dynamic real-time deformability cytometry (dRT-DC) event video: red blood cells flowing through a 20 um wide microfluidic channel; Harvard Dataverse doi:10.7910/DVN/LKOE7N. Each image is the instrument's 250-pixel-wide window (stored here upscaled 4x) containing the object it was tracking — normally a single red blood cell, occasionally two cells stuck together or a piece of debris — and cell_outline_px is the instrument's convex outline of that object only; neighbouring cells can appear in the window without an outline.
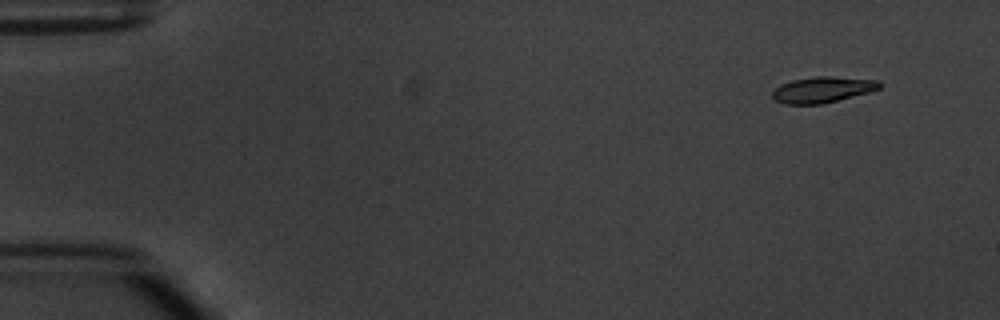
{"species": "common noctule bat (a hibernating species)", "species_latin": "Nyctalus noctula", "temperature_condition": "warm", "stored_images_in_passage": 5, "segment_of_instrument_passage": [1, 2], "camera_frame_rate_fps": 3000, "um_per_image_px": 0.085, "animal": {"sex": "male", "body_mass_g": 20.1, "forearm_length_mm": 53.5}, "frame": {"image": 1, "passage_image": 1, "time_ms": 0.0, "image_size_px": [1000, 320], "cell_outline_px": [[880, 88], [872, 92], [820, 104], [784, 104], [776, 100], [772, 96], [772, 92], [780, 84], [792, 80], [816, 76], [832, 76], [880, 80]], "centroid_in_image_um": [69.94, 7.61], "position_along_channel_um": 15.1, "area_um2": 16.24}}
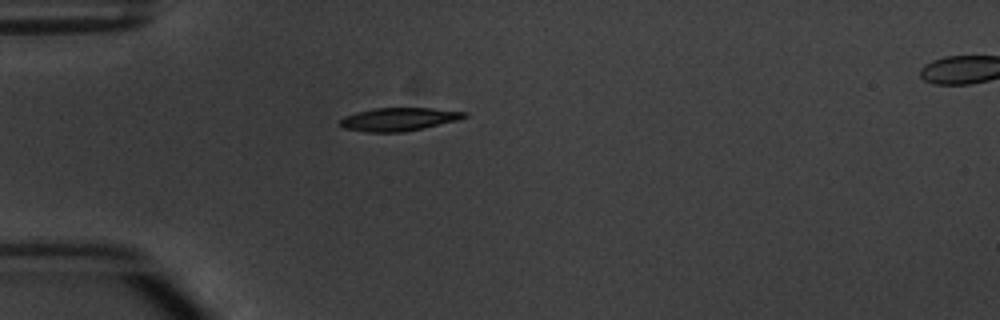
{"frame": {"image": 2, "passage_image": 4, "time_ms": 3.667, "image_size_px": [1000, 320], "cell_outline_px": [[468, 116], [460, 120], [424, 128], [404, 132], [368, 132], [344, 128], [340, 124], [340, 120], [344, 116], [356, 112], [376, 108], [432, 108], [468, 112]], "centroid_in_image_um": [33.95, 10.13], "position_along_channel_um": 51.1, "area_um2": 16.88}}